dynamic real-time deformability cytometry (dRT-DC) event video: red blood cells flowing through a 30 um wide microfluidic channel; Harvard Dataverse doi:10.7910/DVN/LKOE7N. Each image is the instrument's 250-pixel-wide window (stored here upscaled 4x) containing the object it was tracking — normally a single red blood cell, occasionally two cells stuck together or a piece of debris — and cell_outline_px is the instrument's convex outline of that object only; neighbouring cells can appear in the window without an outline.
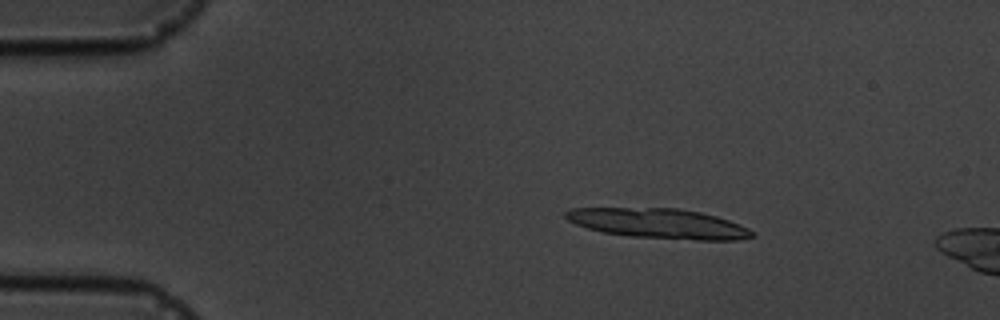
{"species": "common noctule bat (a hibernating species)", "species_latin": "Nyctalus noctula", "temperature_condition": "cold", "stored_images_in_passage": 5, "camera_frame_rate_fps": 3000, "um_per_image_px": 0.085, "animal": {"sex": "male", "body_mass_g": 19.5, "forearm_length_mm": 54.6}, "frame": {"image": 1, "passage_image": 3, "time_ms": 2.667, "image_size_px": [1000, 320], "cell_outline_px": [[752, 236], [736, 240], [696, 240], [628, 236], [604, 232], [588, 228], [576, 224], [568, 220], [564, 216], [564, 212], [572, 208], [676, 208], [700, 212], [716, 216], [728, 220], [748, 228], [752, 232]], "centroid_in_image_um": [55.95, 18.99], "position_along_channel_um": 29.1, "area_um2": 32.19}}